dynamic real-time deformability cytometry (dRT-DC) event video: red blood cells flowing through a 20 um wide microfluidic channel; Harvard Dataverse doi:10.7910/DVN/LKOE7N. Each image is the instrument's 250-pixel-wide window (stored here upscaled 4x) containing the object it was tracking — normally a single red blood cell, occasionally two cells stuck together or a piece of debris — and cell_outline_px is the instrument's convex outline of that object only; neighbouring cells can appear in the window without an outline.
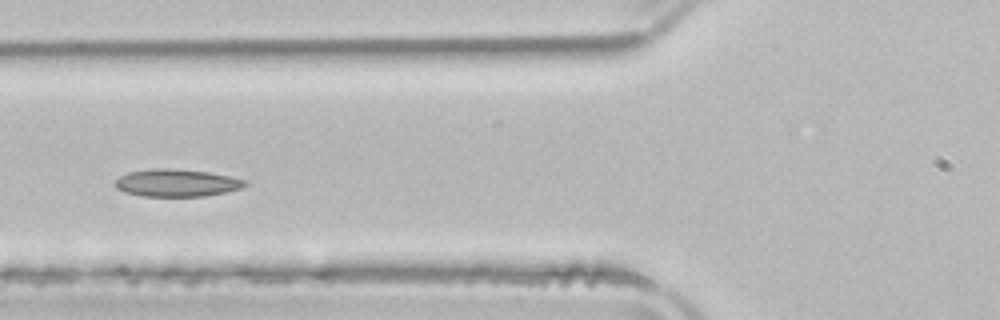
{"species": "common noctule bat (a hibernating species)", "species_latin": "Nyctalus noctula", "temperature_condition": "room temperature", "stored_images_in_passage": 3, "camera_frame_rate_fps": 3000, "um_per_image_px": 0.085, "animal": {"sex": "male", "body_mass_g": 21.5, "forearm_length_mm": 52.0}, "frame": {"image": 1, "passage_image": 3, "time_ms": 2.667, "image_size_px": [1000, 320], "cell_outline_px": [[248, 184], [240, 188], [228, 192], [204, 196], [144, 196], [124, 192], [116, 188], [116, 180], [120, 176], [128, 172], [152, 168], [172, 168], [208, 172], [248, 180]], "centroid_in_image_um": [15.03, 15.54], "position_along_channel_um": 110.8, "area_um2": 20.81}}